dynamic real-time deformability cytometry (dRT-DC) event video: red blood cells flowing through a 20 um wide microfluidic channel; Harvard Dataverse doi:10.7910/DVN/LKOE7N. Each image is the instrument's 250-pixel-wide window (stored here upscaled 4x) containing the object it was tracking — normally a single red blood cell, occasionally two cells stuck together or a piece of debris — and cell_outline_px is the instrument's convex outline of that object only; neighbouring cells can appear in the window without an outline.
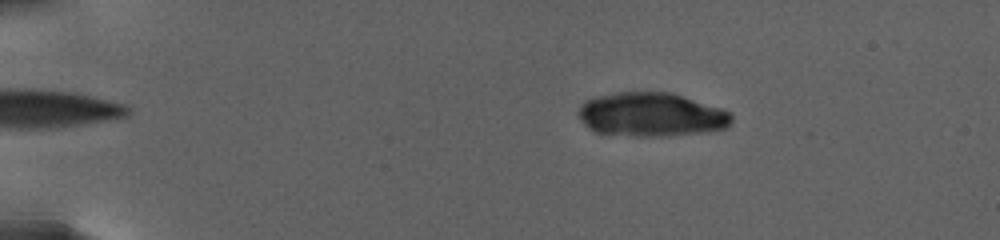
{"species": "human", "species_latin": "Homo sapiens", "temperature_condition": "warm", "stored_images_in_passage": 37, "camera_frame_rate_fps": 3000, "um_per_image_px": 0.085, "donor": {"sex": "female"}, "frame": {"image": 1, "passage_image": 23, "time_ms": 4.667, "image_size_px": [1000, 240], "cell_outline_px": [[732, 120], [724, 128], [700, 132], [668, 136], [636, 136], [596, 132], [580, 116], [580, 108], [588, 100], [600, 96], [620, 92], [668, 92], [728, 112], [732, 116]], "centroid_in_image_um": [55.36, 9.75], "position_along_channel_um": 29.6, "area_um2": 37.69}}